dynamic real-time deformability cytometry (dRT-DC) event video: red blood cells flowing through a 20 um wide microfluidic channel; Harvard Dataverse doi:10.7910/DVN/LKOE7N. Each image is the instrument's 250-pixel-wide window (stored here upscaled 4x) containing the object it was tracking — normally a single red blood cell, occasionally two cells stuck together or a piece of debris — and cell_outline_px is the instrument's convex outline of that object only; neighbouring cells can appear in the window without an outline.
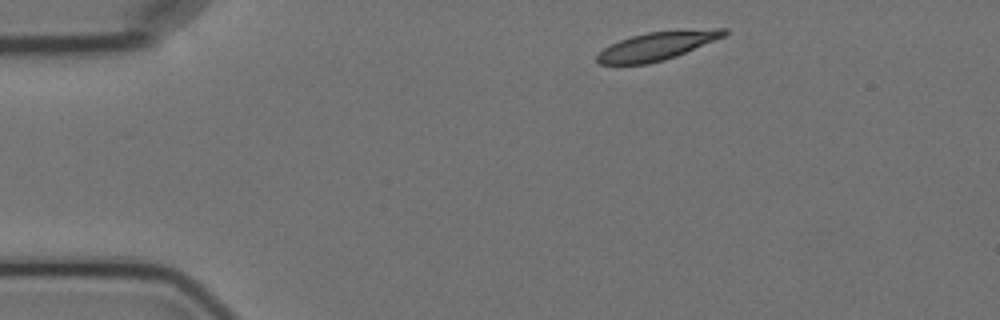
{"species": "Egyptian fruit bat (a non-hibernating species)", "species_latin": "Rousettus aegyptiacus", "temperature_condition": "cold", "stored_images_in_passage": 3, "camera_frame_rate_fps": 3000, "um_per_image_px": 0.085, "animal": {"sex": "female"}, "frame": {"image": 1, "passage_image": 1, "time_ms": 0.0, "image_size_px": [1000, 320], "cell_outline_px": [[728, 32], [724, 36], [676, 56], [664, 60], [648, 64], [600, 64], [596, 60], [596, 56], [604, 48], [620, 40], [632, 36], [648, 32], [716, 28], [728, 28]], "centroid_in_image_um": [55.85, 3.9], "position_along_channel_um": 29.1, "area_um2": 20.63}}
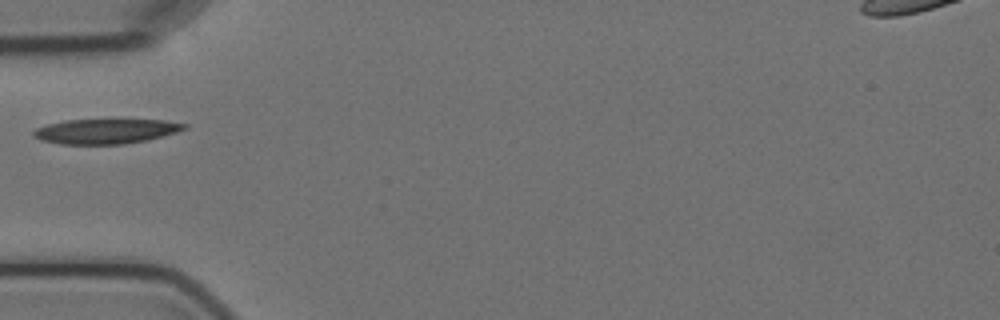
{"frame": {"image": 2, "passage_image": 3, "time_ms": 3.0, "image_size_px": [1000, 320], "cell_outline_px": [[188, 128], [164, 136], [148, 140], [124, 144], [60, 144], [40, 140], [32, 136], [32, 132], [36, 128], [48, 124], [64, 120], [164, 120], [188, 124]], "centroid_in_image_um": [8.99, 11.16], "position_along_channel_um": 76.0, "area_um2": 21.91}}